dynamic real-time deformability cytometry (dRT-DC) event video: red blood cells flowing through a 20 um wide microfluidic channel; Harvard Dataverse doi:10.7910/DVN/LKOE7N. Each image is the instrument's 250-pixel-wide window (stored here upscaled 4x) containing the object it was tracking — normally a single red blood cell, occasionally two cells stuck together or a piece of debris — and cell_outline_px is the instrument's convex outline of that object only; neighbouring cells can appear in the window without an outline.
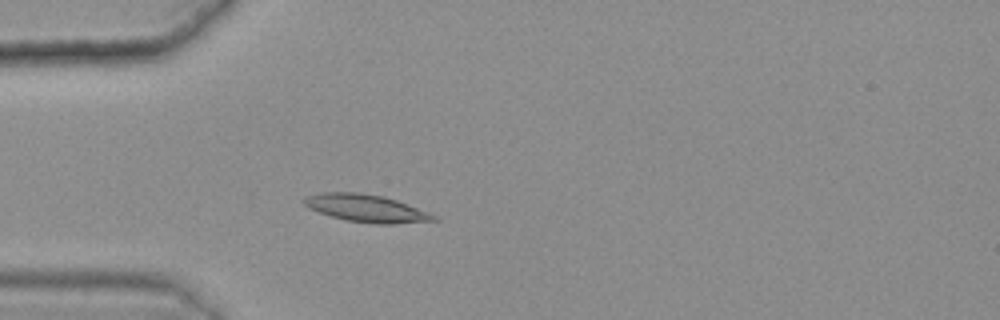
{"species": "common noctule bat (a hibernating species)", "species_latin": "Nyctalus noctula", "temperature_condition": "warm", "stored_images_in_passage": 38, "camera_frame_rate_fps": 3000, "um_per_image_px": 0.085, "animal": {"sex": "female", "body_mass_g": 25.1}, "frame": {"image": 1, "passage_image": 8, "time_ms": 2.333, "image_size_px": [1000, 320], "cell_outline_px": [[440, 220], [392, 224], [376, 224], [348, 220], [332, 216], [308, 208], [300, 200], [308, 196], [324, 192], [356, 192], [384, 196], [408, 204], [428, 212], [436, 216]], "centroid_in_image_um": [31.14, 17.7], "position_along_channel_um": 53.9, "area_um2": 20.63}}
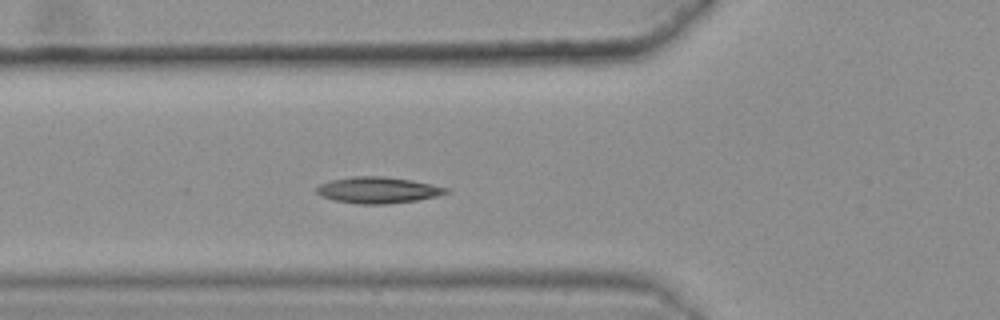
{"frame": {"image": 2, "passage_image": 12, "time_ms": 3.667, "image_size_px": [1000, 320], "cell_outline_px": [[452, 192], [436, 196], [416, 200], [384, 204], [360, 204], [336, 200], [320, 196], [316, 192], [316, 188], [320, 184], [332, 180], [352, 176], [384, 176], [412, 180], [452, 188]], "centroid_in_image_um": [32.18, 16.15], "position_along_channel_um": 93.6, "area_um2": 19.88}}
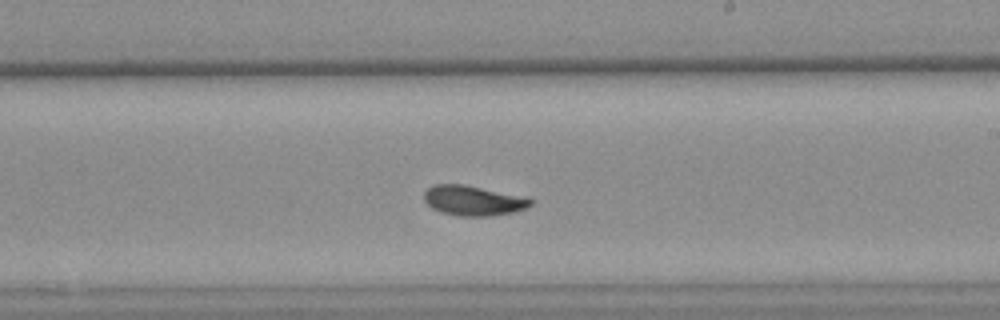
{"frame": {"image": 3, "passage_image": 25, "time_ms": 8.0, "image_size_px": [1000, 320], "cell_outline_px": [[536, 200], [532, 204], [524, 208], [512, 212], [488, 216], [460, 216], [440, 212], [432, 208], [424, 200], [424, 192], [432, 184], [464, 184], [528, 196]], "centroid_in_image_um": [40.26, 17.03], "position_along_channel_um": 248.7, "area_um2": 18.9}, "authors_computed_cell_mechanics": {"area_um2": 18.6405, "velocity_mm_per_s": 3.5831, "shape_relaxation_time_tau1_ms": 9.7081, "shape_relaxation_time_tau2_ms": 2.5675, "deformation_change_tau1": 0.1973, "deformation_change_tau2": 0.0682}}